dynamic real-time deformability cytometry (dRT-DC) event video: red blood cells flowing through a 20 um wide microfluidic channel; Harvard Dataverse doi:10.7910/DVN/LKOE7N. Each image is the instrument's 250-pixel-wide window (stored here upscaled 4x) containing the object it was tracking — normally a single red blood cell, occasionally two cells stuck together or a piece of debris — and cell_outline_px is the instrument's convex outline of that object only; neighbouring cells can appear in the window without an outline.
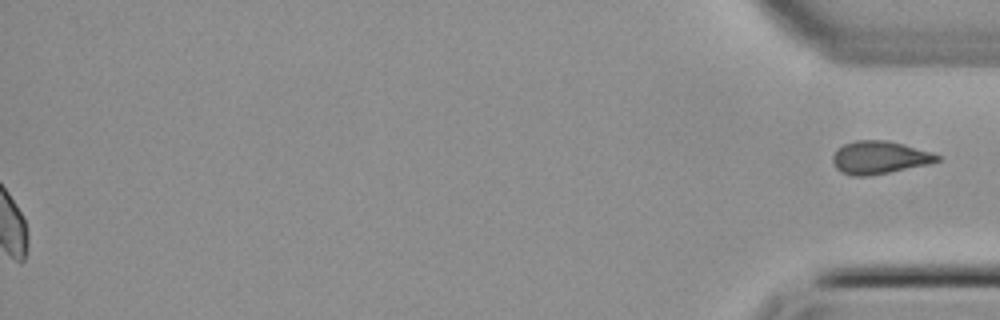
{"species": "common noctule bat (a hibernating species)", "species_latin": "Nyctalus noctula", "temperature_condition": "cold", "stored_images_in_passage": 51, "segment_of_instrument_passage": [2, 2], "camera_frame_rate_fps": 3000, "um_per_image_px": 0.085, "animal": {"sex": "female", "body_mass_g": 22.7, "forearm_length_mm": 54.2}, "frame": {"image": 1, "passage_image": 51, "time_ms": 16.667, "image_size_px": [1000, 320], "cell_outline_px": [[940, 160], [928, 164], [868, 176], [852, 176], [840, 172], [836, 168], [832, 160], [832, 156], [836, 148], [844, 144], [856, 140], [888, 140], [904, 144], [932, 152], [940, 156]], "centroid_in_image_um": [74.72, 13.38], "position_along_channel_um": 360.5, "area_um2": 20.06}}